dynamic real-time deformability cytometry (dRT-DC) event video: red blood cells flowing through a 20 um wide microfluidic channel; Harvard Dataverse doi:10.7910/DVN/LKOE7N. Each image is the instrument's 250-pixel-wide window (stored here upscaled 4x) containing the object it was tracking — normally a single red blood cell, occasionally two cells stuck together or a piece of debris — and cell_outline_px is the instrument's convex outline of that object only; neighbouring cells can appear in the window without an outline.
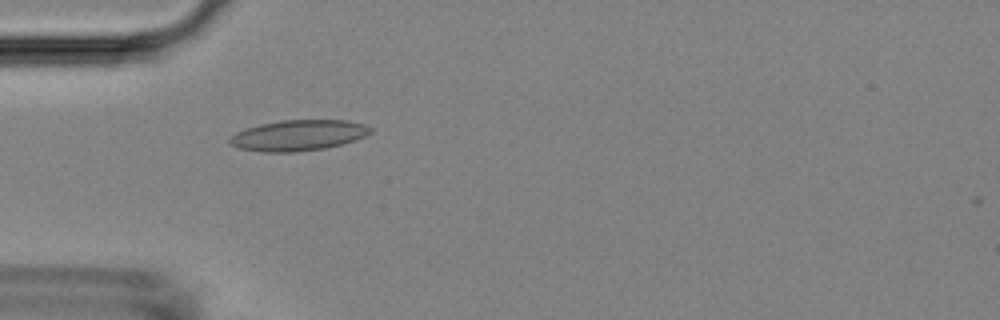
{"species": "Egyptian fruit bat (a non-hibernating species)", "species_latin": "Rousettus aegyptiacus", "temperature_condition": "room temperature", "stored_images_in_passage": 5, "camera_frame_rate_fps": 3000, "um_per_image_px": 0.085, "animal": {"sex": "female"}, "frame": {"image": 1, "passage_image": 5, "time_ms": 1.333, "image_size_px": [1000, 320], "cell_outline_px": [[372, 132], [364, 136], [340, 144], [324, 148], [296, 152], [264, 152], [236, 148], [228, 144], [228, 136], [244, 128], [260, 124], [280, 120], [344, 120], [364, 124], [372, 128]], "centroid_in_image_um": [25.26, 11.5], "position_along_channel_um": 59.7, "area_um2": 25.32}}